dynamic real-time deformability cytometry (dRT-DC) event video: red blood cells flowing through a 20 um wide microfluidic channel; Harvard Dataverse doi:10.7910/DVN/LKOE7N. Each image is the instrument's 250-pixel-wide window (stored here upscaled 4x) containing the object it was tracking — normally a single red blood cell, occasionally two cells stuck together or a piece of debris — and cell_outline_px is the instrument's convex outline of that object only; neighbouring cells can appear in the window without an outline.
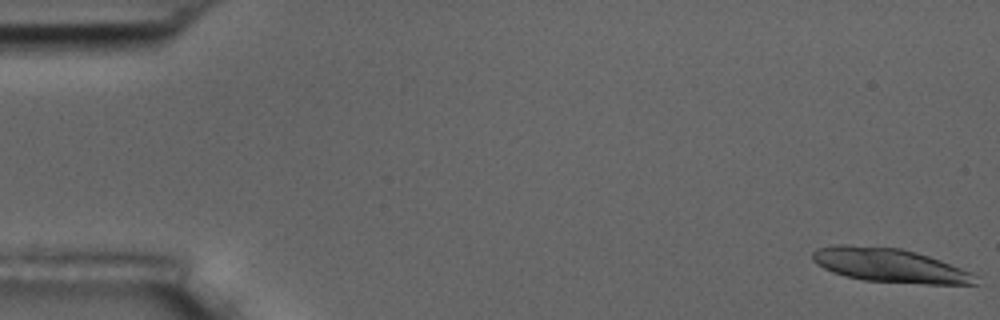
{"species": "common noctule bat (a hibernating species)", "species_latin": "Nyctalus noctula", "temperature_condition": "room temperature", "stored_images_in_passage": 16, "camera_frame_rate_fps": 3000, "um_per_image_px": 0.085, "animal": {"sex": "male", "body_mass_g": 17.5, "forearm_length_mm": 52.3}, "frame": {"image": 1, "passage_image": 1, "time_ms": 0.0, "image_size_px": [1000, 320], "cell_outline_px": [[980, 284], [924, 284], [864, 280], [844, 276], [832, 272], [816, 264], [812, 260], [812, 252], [816, 248], [832, 244], [844, 244], [900, 248], [916, 252], [940, 260], [972, 272], [976, 276]], "centroid_in_image_um": [75.6, 22.55], "position_along_channel_um": 9.4, "area_um2": 32.48}}
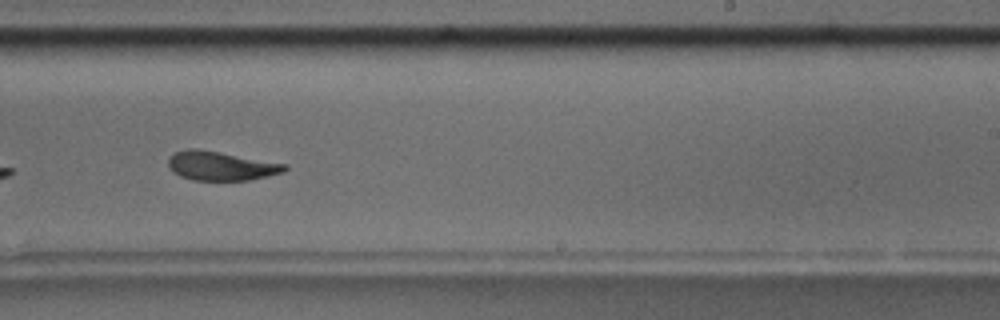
{"frame": {"image": 2, "passage_image": 10, "time_ms": 11.333, "image_size_px": [1000, 320], "cell_outline_px": [[288, 168], [284, 172], [268, 176], [248, 180], [192, 180], [180, 176], [172, 172], [168, 164], [168, 160], [176, 152], [188, 148], [196, 148], [220, 152], [288, 164]], "centroid_in_image_um": [18.8, 14.1], "position_along_channel_um": 270.2, "area_um2": 19.71}}
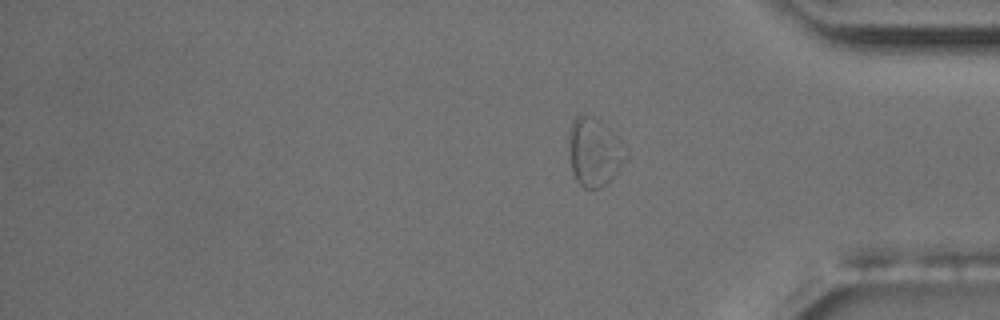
{"frame": {"image": 3, "passage_image": 16, "time_ms": 19.333, "image_size_px": [1000, 320], "cell_outline_px": [[628, 156], [616, 172], [600, 188], [584, 188], [576, 180], [572, 172], [568, 140], [568, 128], [572, 120], [576, 116], [584, 112], [600, 120], [616, 136], [628, 152]], "centroid_in_image_um": [50.47, 12.86], "position_along_channel_um": 384.7, "area_um2": 22.72}, "authors_computed_cell_mechanics": {"area_um2": 21.1837, "velocity_mm_per_s": 3.6446, "shape_relaxation_time_tau1_ms": 4.0944, "shape_relaxation_time_tau2_ms": 1.6417, "deformation_change_tau1": 0.108, "deformation_change_tau2": 0.075}}